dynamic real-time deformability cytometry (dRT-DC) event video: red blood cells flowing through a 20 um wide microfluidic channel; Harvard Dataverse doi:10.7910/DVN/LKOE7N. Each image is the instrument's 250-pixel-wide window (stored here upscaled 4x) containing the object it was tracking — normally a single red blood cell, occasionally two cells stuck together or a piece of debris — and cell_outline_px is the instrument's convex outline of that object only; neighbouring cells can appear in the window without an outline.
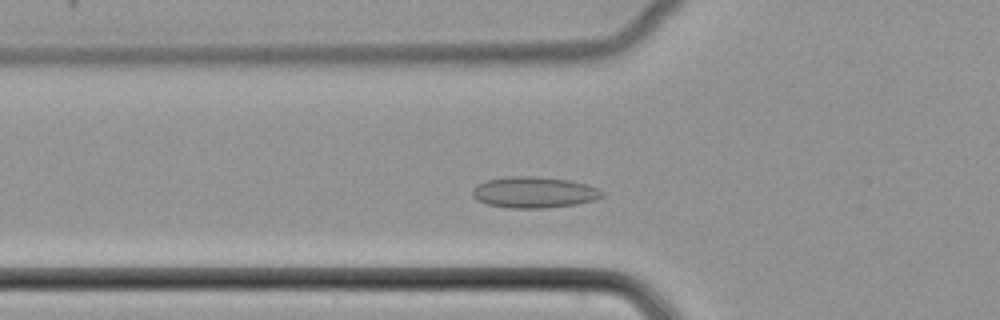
{"species": "common noctule bat (a hibernating species)", "species_latin": "Nyctalus noctula", "temperature_condition": "cold", "stored_images_in_passage": 44, "camera_frame_rate_fps": 3000, "um_per_image_px": 0.085, "animal": {"sex": "female", "body_mass_g": 22.7, "forearm_length_mm": 54.2}, "frame": {"image": 1, "passage_image": 11, "time_ms": 3.333, "image_size_px": [1000, 320], "cell_outline_px": [[604, 196], [596, 200], [576, 204], [544, 208], [508, 208], [488, 204], [472, 196], [472, 188], [476, 184], [488, 180], [512, 176], [532, 176], [572, 180], [588, 184], [600, 188], [604, 192]], "centroid_in_image_um": [45.45, 16.34], "position_along_channel_um": 80.3, "area_um2": 23.7}}
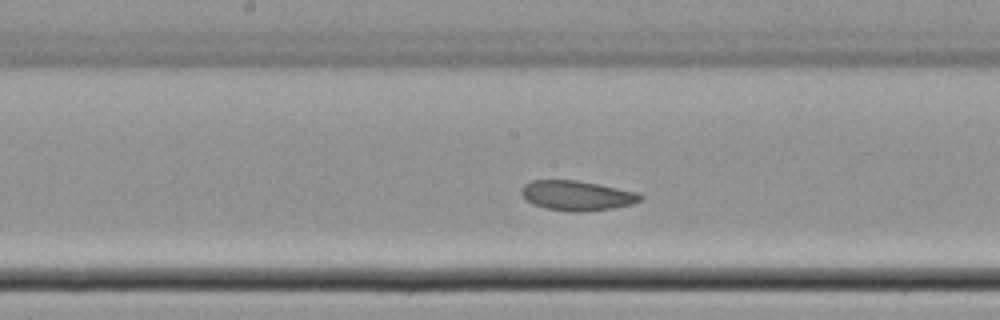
{"frame": {"image": 2, "passage_image": 20, "time_ms": 6.333, "image_size_px": [1000, 320], "cell_outline_px": [[644, 196], [640, 200], [632, 204], [612, 208], [584, 212], [572, 212], [544, 208], [532, 204], [520, 192], [520, 188], [524, 184], [532, 180], [576, 180], [640, 192]], "centroid_in_image_um": [49.04, 16.62], "position_along_channel_um": 199.2, "area_um2": 20.81}}
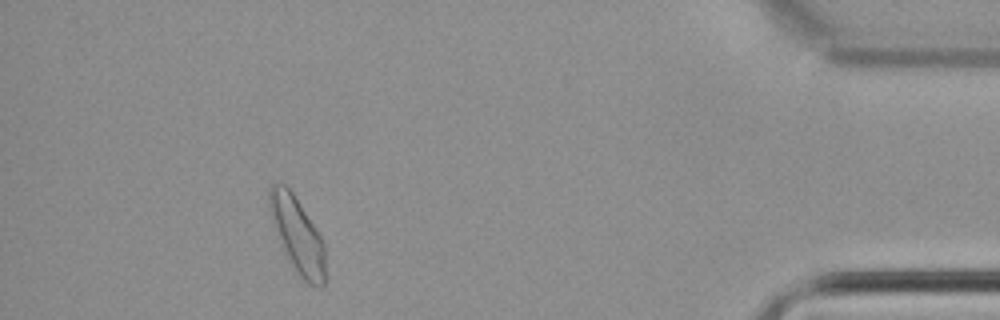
{"frame": {"image": 3, "passage_image": 40, "time_ms": 13.0, "image_size_px": [1000, 320], "cell_outline_px": [[324, 288], [320, 288], [308, 284], [296, 272], [272, 224], [268, 204], [268, 188], [272, 184], [284, 184], [292, 192], [316, 228], [324, 244]], "centroid_in_image_um": [25.27, 19.96], "position_along_channel_um": 409.9, "area_um2": 24.16}}